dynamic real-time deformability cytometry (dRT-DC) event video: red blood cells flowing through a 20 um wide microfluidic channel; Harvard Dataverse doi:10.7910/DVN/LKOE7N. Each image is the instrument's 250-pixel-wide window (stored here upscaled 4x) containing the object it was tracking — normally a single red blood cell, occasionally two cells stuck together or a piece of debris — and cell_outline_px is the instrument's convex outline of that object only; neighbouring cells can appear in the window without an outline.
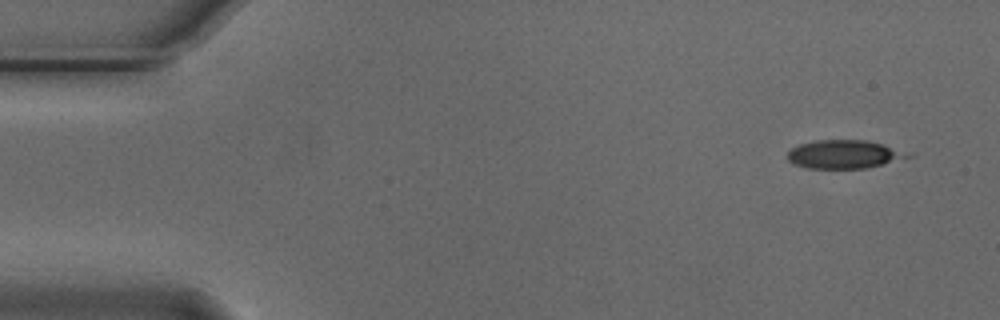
{"species": "Egyptian fruit bat (a non-hibernating species)", "species_latin": "Rousettus aegyptiacus", "temperature_condition": "cold", "stored_images_in_passage": 5, "camera_frame_rate_fps": 3000, "um_per_image_px": 0.085, "animal": {"sex": "male"}, "frame": {"image": 1, "passage_image": 1, "time_ms": 0.0, "image_size_px": [1000, 320], "cell_outline_px": [[916, 156], [864, 168], [808, 168], [796, 164], [788, 160], [788, 152], [792, 148], [800, 144], [812, 140], [864, 140], [884, 144]], "centroid_in_image_um": [71.75, 13.1], "position_along_channel_um": 13.2, "area_um2": 19.71}}